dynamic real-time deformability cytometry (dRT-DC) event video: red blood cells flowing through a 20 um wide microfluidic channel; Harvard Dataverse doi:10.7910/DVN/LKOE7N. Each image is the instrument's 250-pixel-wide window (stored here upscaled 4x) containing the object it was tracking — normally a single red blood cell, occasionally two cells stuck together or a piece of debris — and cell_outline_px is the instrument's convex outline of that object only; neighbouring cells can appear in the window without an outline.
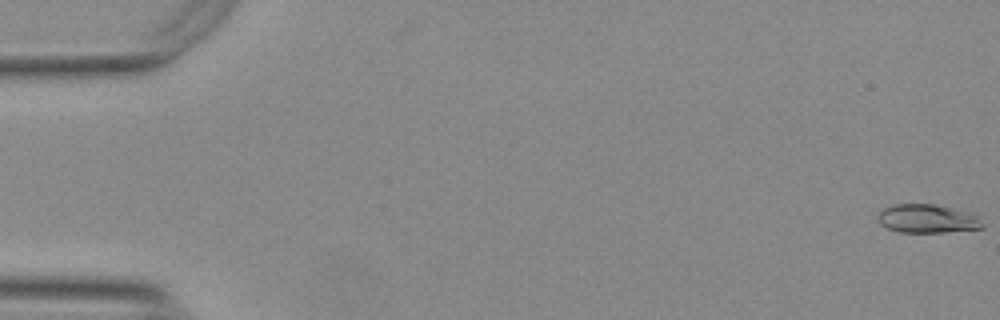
{"species": "Egyptian fruit bat (a non-hibernating species)", "species_latin": "Rousettus aegyptiacus", "temperature_condition": "warm", "stored_images_in_passage": 56, "segment_of_instrument_passage": [1, 2], "camera_frame_rate_fps": 3000, "um_per_image_px": 0.085, "animal": {"sex": "female"}, "frame": {"image": 1, "passage_image": 1, "time_ms": 0.0, "image_size_px": [1000, 320], "cell_outline_px": [[984, 228], [944, 232], [900, 232], [888, 228], [880, 224], [876, 216], [884, 208], [896, 204], [932, 204], [952, 208], [980, 216], [984, 224]], "centroid_in_image_um": [78.84, 18.59], "position_along_channel_um": 6.2, "area_um2": 17.4}}
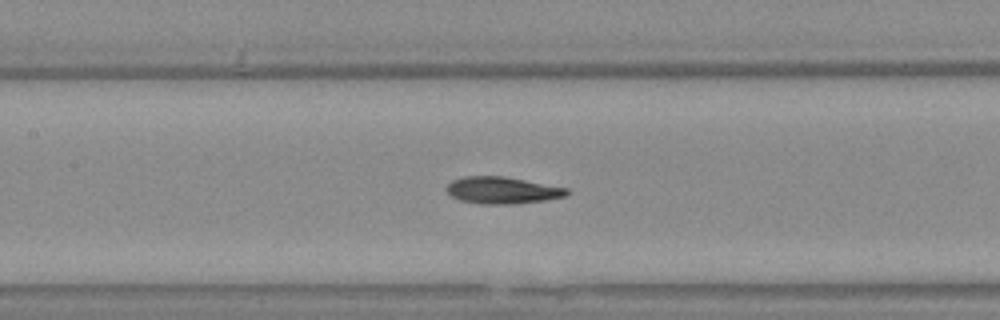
{"frame": {"image": 2, "passage_image": 26, "time_ms": 8.333, "image_size_px": [1000, 320], "cell_outline_px": [[568, 192], [564, 196], [544, 200], [508, 204], [484, 204], [460, 200], [452, 196], [444, 188], [452, 180], [464, 176], [504, 176], [568, 188]], "centroid_in_image_um": [42.65, 16.16], "position_along_channel_um": 164.8, "area_um2": 18.61}}
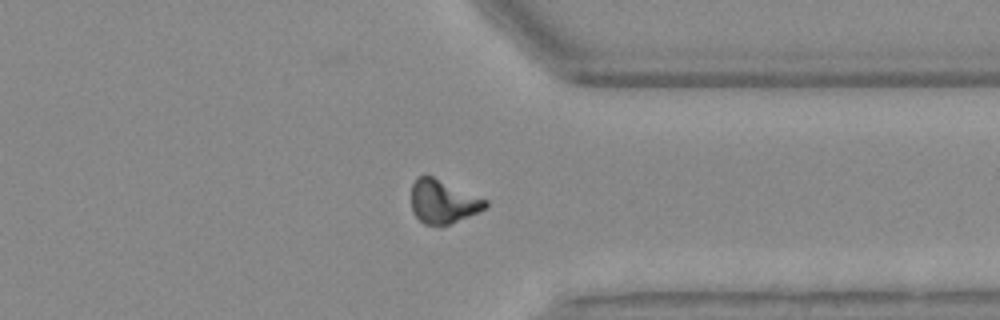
{"frame": {"image": 3, "passage_image": 43, "time_ms": 14.0, "image_size_px": [1000, 320], "cell_outline_px": [[488, 204], [484, 208], [468, 216], [448, 224], [424, 224], [416, 216], [412, 208], [412, 184], [416, 176], [432, 176], [488, 200]], "centroid_in_image_um": [37.64, 17.11], "position_along_channel_um": 373.8, "area_um2": 18.32}}